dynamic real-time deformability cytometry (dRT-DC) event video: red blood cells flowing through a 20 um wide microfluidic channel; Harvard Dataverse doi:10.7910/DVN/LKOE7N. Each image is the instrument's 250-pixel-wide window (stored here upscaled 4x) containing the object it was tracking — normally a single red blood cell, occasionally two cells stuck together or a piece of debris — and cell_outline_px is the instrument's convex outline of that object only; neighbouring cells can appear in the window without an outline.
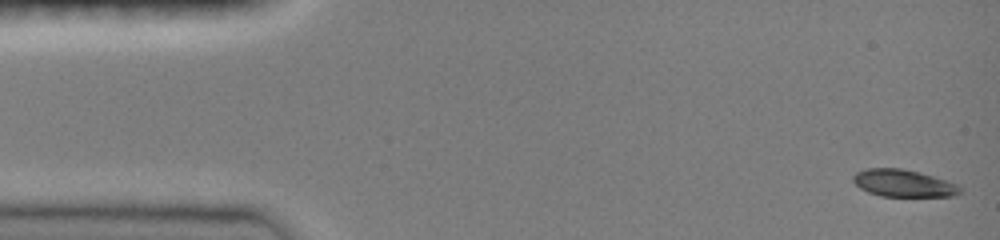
{"species": "common noctule bat (a hibernating species)", "species_latin": "Nyctalus noctula", "temperature_condition": "room temperature", "stored_images_in_passage": 48, "camera_frame_rate_fps": 3000, "um_per_image_px": 0.085, "animal": {"sex": "female", "body_mass_g": 19.0, "forearm_length_mm": 51.5}, "frame": {"image": 1, "passage_image": 1, "time_ms": 0.0, "image_size_px": [1000, 240], "cell_outline_px": [[960, 192], [952, 196], [880, 196], [868, 192], [860, 188], [852, 180], [852, 176], [856, 172], [868, 168], [900, 168], [932, 176], [956, 184], [960, 188]], "centroid_in_image_um": [76.72, 15.57], "position_along_channel_um": 8.3, "area_um2": 16.65}}
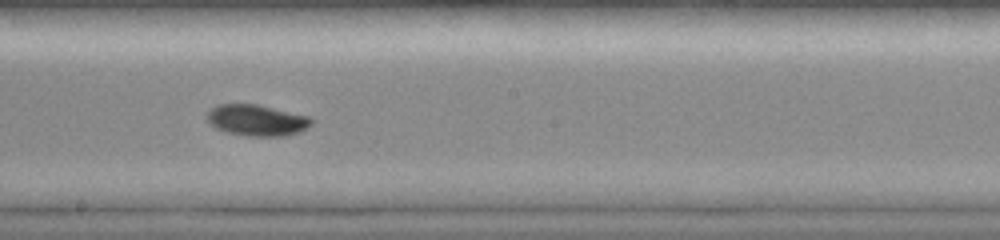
{"frame": {"image": 2, "passage_image": 26, "time_ms": 8.333, "image_size_px": [1000, 240], "cell_outline_px": [[312, 124], [308, 128], [300, 132], [284, 136], [248, 136], [228, 132], [216, 128], [208, 124], [208, 112], [212, 108], [220, 104], [256, 104], [312, 116]], "centroid_in_image_um": [21.88, 10.22], "position_along_channel_um": 226.3, "area_um2": 19.07}}
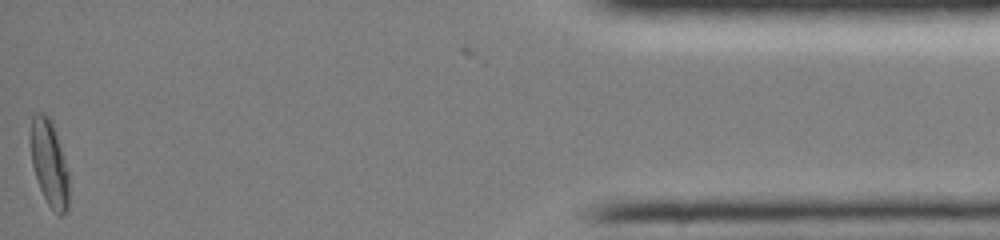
{"frame": {"image": 3, "passage_image": 47, "time_ms": 15.333, "image_size_px": [1000, 240], "cell_outline_px": [[68, 208], [60, 216], [48, 204], [40, 188], [32, 164], [32, 116], [36, 112], [44, 112], [48, 116], [52, 124], [68, 168]], "centroid_in_image_um": [4.21, 13.89], "position_along_channel_um": 431.0, "area_um2": 18.55}, "authors_computed_cell_mechanics": {"area_um2": 18.1492, "velocity_mm_per_s": 4.0352, "shape_relaxation_time_tau1_ms": 3.1128, "shape_relaxation_time_tau2_ms": null, "deformation_change_tau1": 0.1511, "deformation_change_tau2": null}}